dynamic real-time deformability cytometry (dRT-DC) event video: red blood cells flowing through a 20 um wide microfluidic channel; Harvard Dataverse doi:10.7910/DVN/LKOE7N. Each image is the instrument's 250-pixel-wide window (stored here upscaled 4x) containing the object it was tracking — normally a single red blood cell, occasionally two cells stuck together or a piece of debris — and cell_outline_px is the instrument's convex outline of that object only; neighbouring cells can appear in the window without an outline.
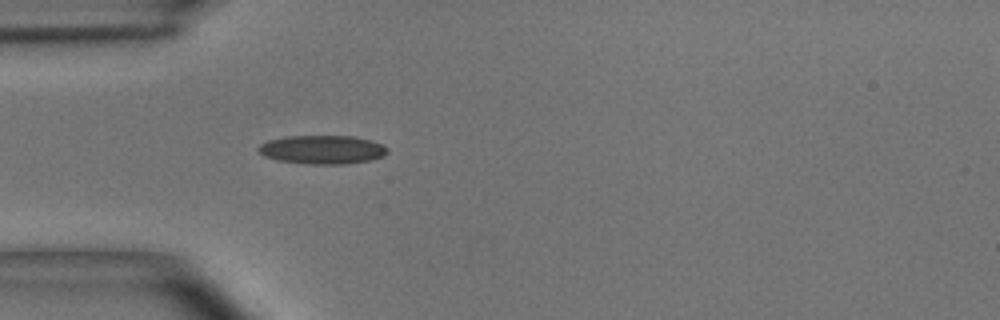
{"species": "common noctule bat (a hibernating species)", "species_latin": "Nyctalus noctula", "temperature_condition": "room temperature", "stored_images_in_passage": 39, "camera_frame_rate_fps": 3000, "um_per_image_px": 0.085, "animal": {"sex": "male", "body_mass_g": 15.6}, "frame": {"image": 1, "passage_image": 1, "time_ms": 0.0, "image_size_px": [1000, 320], "cell_outline_px": [[388, 152], [384, 156], [372, 160], [344, 164], [308, 164], [276, 160], [264, 156], [256, 148], [260, 144], [268, 140], [288, 136], [352, 136], [384, 144], [388, 148]], "centroid_in_image_um": [27.41, 12.72], "position_along_channel_um": 57.6, "area_um2": 21.68}}
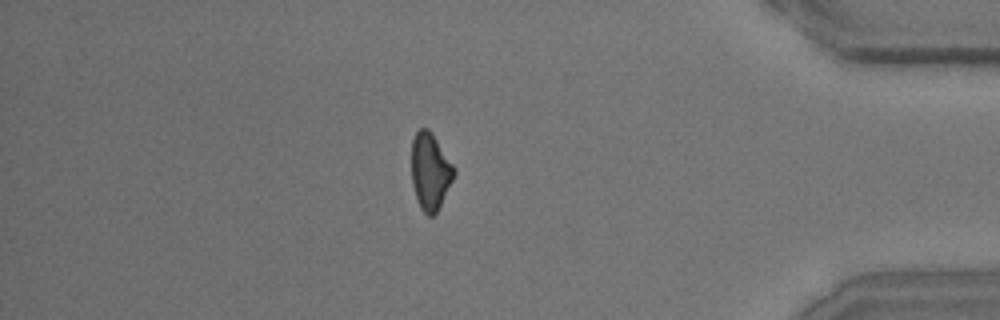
{"frame": {"image": 2, "passage_image": 32, "time_ms": 10.333, "image_size_px": [1000, 320], "cell_outline_px": [[456, 172], [436, 212], [432, 216], [428, 216], [420, 208], [412, 184], [412, 140], [416, 132], [420, 128], [428, 128], [432, 132], [456, 168]], "centroid_in_image_um": [36.57, 14.53], "position_along_channel_um": 398.6, "area_um2": 18.9}}
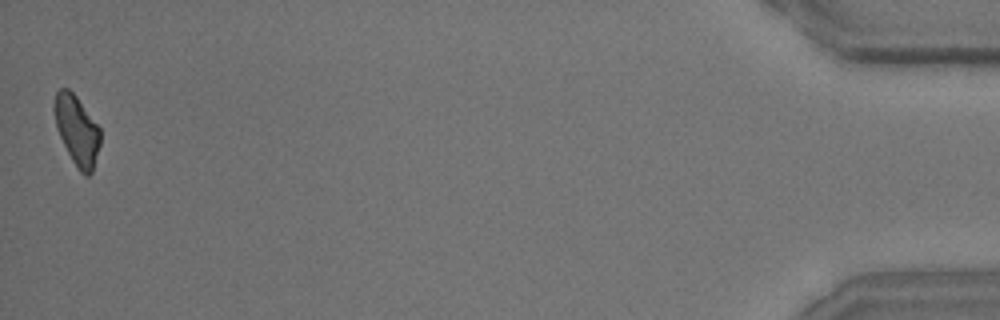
{"frame": {"image": 3, "passage_image": 39, "time_ms": 12.667, "image_size_px": [1000, 320], "cell_outline_px": [[100, 144], [92, 172], [88, 176], [84, 176], [80, 172], [72, 160], [56, 128], [52, 108], [56, 92], [60, 88], [68, 88], [76, 96], [100, 128]], "centroid_in_image_um": [6.52, 11.06], "position_along_channel_um": 428.7, "area_um2": 18.61}, "authors_computed_cell_mechanics": {"area_um2": 19.8254, "velocity_mm_per_s": 3.6768, "shape_relaxation_time_tau1_ms": 7.735, "shape_relaxation_time_tau2_ms": 4.7789, "deformation_change_tau1": 0.1549, "deformation_change_tau2": 0.1293}}